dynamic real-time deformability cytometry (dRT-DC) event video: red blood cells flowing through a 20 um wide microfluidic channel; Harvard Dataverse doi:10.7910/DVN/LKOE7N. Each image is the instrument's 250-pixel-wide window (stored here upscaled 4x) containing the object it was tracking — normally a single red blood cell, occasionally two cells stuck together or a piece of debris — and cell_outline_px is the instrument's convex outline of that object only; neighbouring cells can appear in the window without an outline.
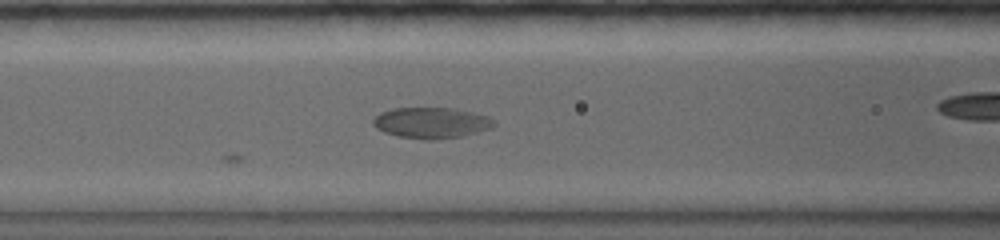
{"species": "common noctule bat (a hibernating species)", "species_latin": "Nyctalus noctula", "temperature_condition": "warm", "stored_images_in_passage": 36, "camera_frame_rate_fps": 5000, "um_per_image_px": 0.085, "animal": {"sex": "female", "body_mass_g": 19.0, "forearm_length_mm": 56.7}, "frame": {"image": 1, "passage_image": 11, "time_ms": 5.0, "image_size_px": [1000, 240], "cell_outline_px": [[496, 124], [492, 128], [464, 136], [436, 140], [428, 140], [400, 136], [384, 132], [376, 128], [372, 124], [372, 120], [380, 112], [392, 108], [456, 108], [488, 116], [496, 120]], "centroid_in_image_um": [36.7, 10.44], "position_along_channel_um": 129.9, "area_um2": 22.02}}
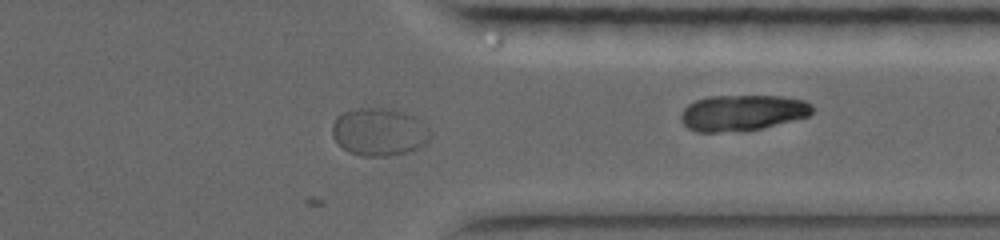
{"frame": {"image": 2, "passage_image": 25, "time_ms": 11.8, "image_size_px": [1000, 240], "cell_outline_px": [[432, 132], [428, 140], [424, 144], [408, 152], [388, 156], [360, 156], [348, 152], [332, 136], [332, 124], [336, 116], [344, 112], [360, 108], [392, 108], [404, 112], [412, 116]], "centroid_in_image_um": [32.2, 11.21], "position_along_channel_um": 379.2, "area_um2": 27.17}}
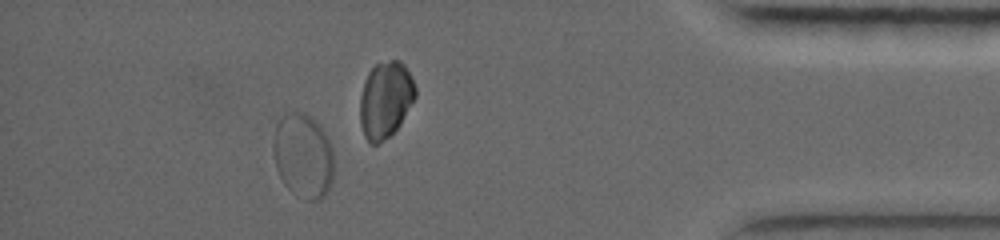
{"frame": {"image": 3, "passage_image": 32, "time_ms": 14.0, "image_size_px": [1000, 240], "cell_outline_px": [[332, 180], [328, 192], [320, 200], [308, 200], [288, 188], [284, 184], [276, 168], [272, 148], [272, 144], [276, 124], [288, 112], [300, 112], [308, 116], [324, 132], [332, 148]], "centroid_in_image_um": [25.74, 13.26], "position_along_channel_um": 409.5, "area_um2": 29.36}}